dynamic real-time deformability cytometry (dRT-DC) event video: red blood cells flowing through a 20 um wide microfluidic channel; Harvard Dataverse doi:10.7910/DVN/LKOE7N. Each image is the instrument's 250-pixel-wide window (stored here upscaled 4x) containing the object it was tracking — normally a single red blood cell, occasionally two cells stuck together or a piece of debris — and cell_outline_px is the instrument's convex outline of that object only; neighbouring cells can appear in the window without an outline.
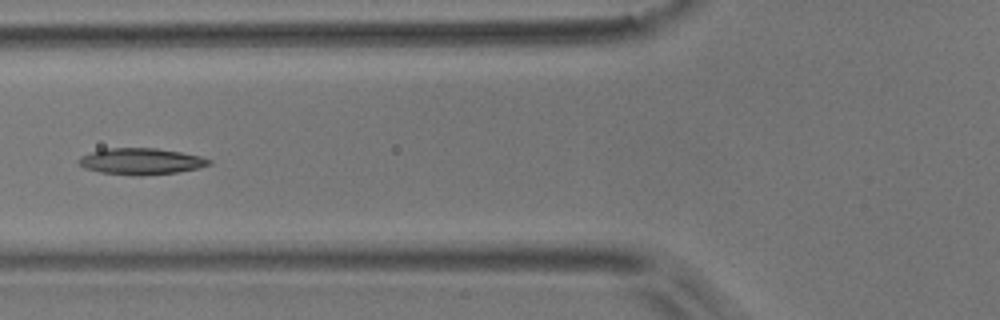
{"species": "common noctule bat (a hibernating species)", "species_latin": "Nyctalus noctula", "temperature_condition": "room temperature", "stored_images_in_passage": 6, "camera_frame_rate_fps": 3000, "um_per_image_px": 0.085, "animal": {"sex": "male", "body_mass_g": 17.9}, "frame": {"image": 1, "passage_image": 5, "time_ms": 1.333, "image_size_px": [1000, 320], "cell_outline_px": [[212, 164], [200, 168], [176, 172], [140, 176], [136, 176], [100, 172], [84, 168], [76, 164], [76, 160], [80, 156], [92, 152], [108, 148], [156, 148], [180, 152], [200, 156], [212, 160]], "centroid_in_image_um": [11.96, 13.72], "position_along_channel_um": 113.8, "area_um2": 20.17}}
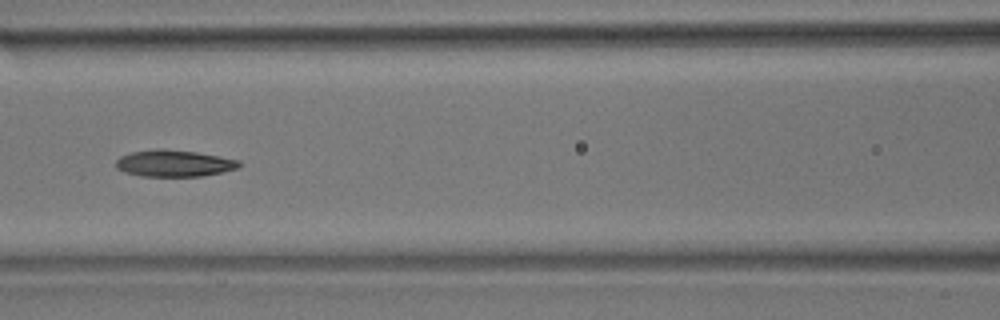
{"frame": {"image": 2, "passage_image": 6, "time_ms": 1.667, "image_size_px": [1000, 320], "cell_outline_px": [[240, 168], [224, 172], [204, 176], [140, 176], [124, 172], [116, 168], [116, 160], [120, 156], [132, 152], [156, 148], [160, 148], [196, 152], [220, 156], [240, 160]], "centroid_in_image_um": [14.81, 13.88], "position_along_channel_um": 151.8, "area_um2": 19.36}}